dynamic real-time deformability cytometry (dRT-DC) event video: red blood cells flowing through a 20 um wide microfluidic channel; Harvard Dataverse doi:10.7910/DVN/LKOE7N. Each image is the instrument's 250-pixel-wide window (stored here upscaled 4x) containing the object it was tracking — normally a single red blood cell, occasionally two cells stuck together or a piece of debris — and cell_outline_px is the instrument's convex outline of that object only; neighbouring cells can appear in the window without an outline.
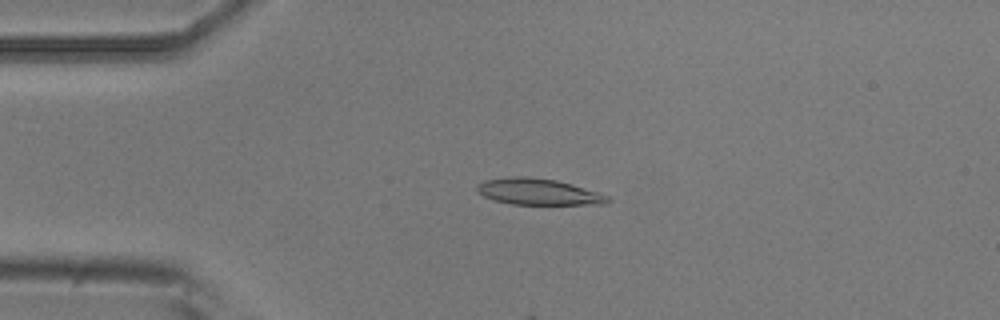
{"species": "common noctule bat (a hibernating species)", "species_latin": "Nyctalus noctula", "temperature_condition": "room temperature", "stored_images_in_passage": 6, "segment_of_instrument_passage": [1, 2], "camera_frame_rate_fps": 3000, "um_per_image_px": 0.085, "animal": {"sex": "male", "body_mass_g": 20.5, "forearm_length_mm": 52.5}, "frame": {"image": 1, "passage_image": 4, "time_ms": 3.667, "image_size_px": [1000, 320], "cell_outline_px": [[612, 200], [608, 204], [512, 204], [496, 200], [484, 196], [476, 192], [476, 188], [484, 180], [516, 176], [524, 176], [556, 180], [572, 184], [608, 196]], "centroid_in_image_um": [45.77, 16.3], "position_along_channel_um": 39.2, "area_um2": 19.77}}